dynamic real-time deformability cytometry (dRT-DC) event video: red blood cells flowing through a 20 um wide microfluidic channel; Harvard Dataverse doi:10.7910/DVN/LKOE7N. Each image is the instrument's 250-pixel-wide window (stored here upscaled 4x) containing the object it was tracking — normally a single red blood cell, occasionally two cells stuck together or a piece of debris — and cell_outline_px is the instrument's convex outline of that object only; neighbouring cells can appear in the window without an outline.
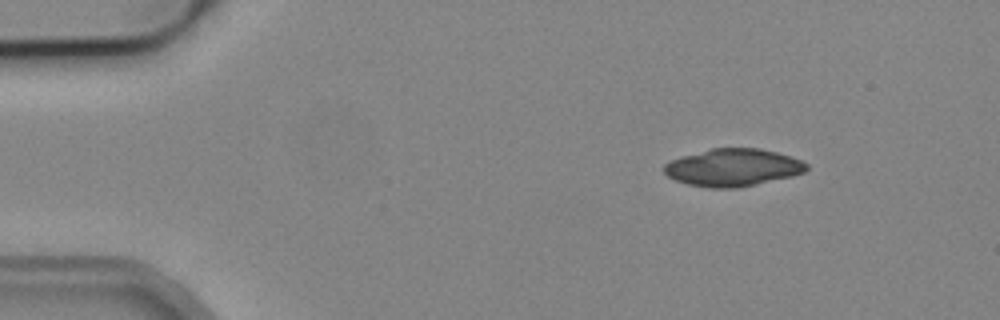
{"species": "common noctule bat (a hibernating species)", "species_latin": "Nyctalus noctula", "temperature_condition": "cold", "stored_images_in_passage": 3, "camera_frame_rate_fps": 3000, "um_per_image_px": 0.085, "animal": {"sex": "male", "body_mass_g": 19.2, "forearm_length_mm": 51.8}, "frame": {"image": 1, "passage_image": 1, "time_ms": 0.0, "image_size_px": [1000, 320], "cell_outline_px": [[808, 168], [804, 172], [792, 176], [756, 184], [736, 188], [708, 188], [688, 184], [676, 180], [668, 176], [664, 172], [664, 164], [680, 156], [712, 148], [760, 148], [776, 152], [800, 160], [808, 164]], "centroid_in_image_um": [62.28, 14.24], "position_along_channel_um": 22.7, "area_um2": 30.98}}